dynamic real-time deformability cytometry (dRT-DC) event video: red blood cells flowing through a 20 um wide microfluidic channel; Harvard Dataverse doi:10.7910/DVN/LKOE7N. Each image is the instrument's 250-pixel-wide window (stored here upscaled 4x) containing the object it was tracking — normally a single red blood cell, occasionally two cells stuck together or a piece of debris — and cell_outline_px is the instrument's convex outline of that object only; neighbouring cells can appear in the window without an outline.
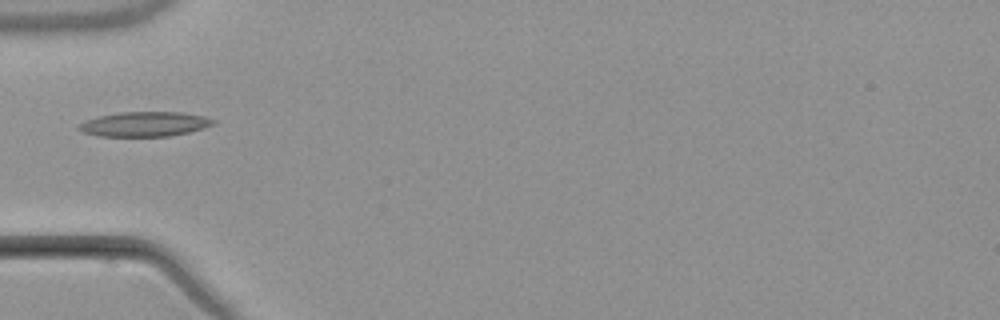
{"species": "common noctule bat (a hibernating species)", "species_latin": "Nyctalus noctula", "temperature_condition": "warm", "stored_images_in_passage": 1, "camera_frame_rate_fps": 3000, "um_per_image_px": 0.085, "animal": {"sex": "male", "body_mass_g": 21.5, "forearm_length_mm": 52.0}, "frame": {"image": 1, "passage_image": 1, "time_ms": 0.0, "image_size_px": [1000, 320], "cell_outline_px": [[216, 120], [212, 124], [204, 128], [188, 132], [168, 136], [100, 136], [84, 132], [76, 128], [80, 124], [88, 120], [100, 116], [120, 112], [180, 112], [204, 116]], "centroid_in_image_um": [12.31, 10.55], "position_along_channel_um": 72.7, "area_um2": 19.07}}